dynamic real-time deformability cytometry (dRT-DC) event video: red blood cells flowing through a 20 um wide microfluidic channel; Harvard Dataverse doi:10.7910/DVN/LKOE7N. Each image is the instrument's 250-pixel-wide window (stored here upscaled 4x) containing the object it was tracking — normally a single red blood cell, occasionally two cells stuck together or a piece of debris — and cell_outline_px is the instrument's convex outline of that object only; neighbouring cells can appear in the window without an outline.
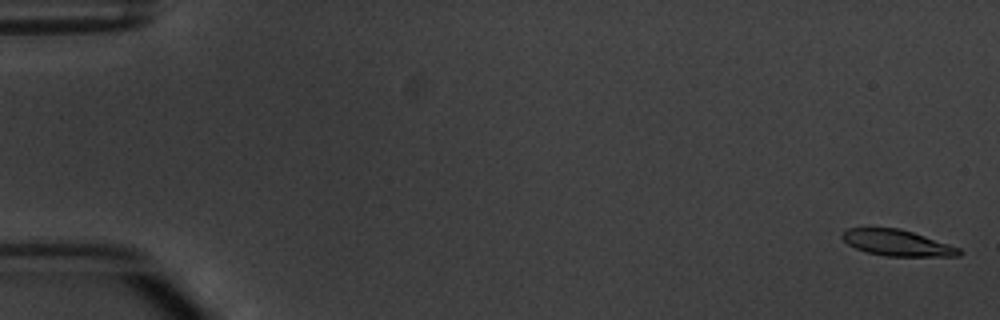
{"species": "common noctule bat (a hibernating species)", "species_latin": "Nyctalus noctula", "temperature_condition": "warm", "stored_images_in_passage": 5, "camera_frame_rate_fps": 3000, "um_per_image_px": 0.085, "animal": {"sex": "male", "body_mass_g": 20.1, "forearm_length_mm": 53.5}, "frame": {"image": 1, "passage_image": 1, "time_ms": 0.0, "image_size_px": [1000, 320], "cell_outline_px": [[964, 252], [960, 256], [884, 256], [868, 252], [856, 248], [848, 244], [840, 236], [848, 228], [900, 228], [960, 248]], "centroid_in_image_um": [76.27, 20.65], "position_along_channel_um": 8.7, "area_um2": 17.57}}